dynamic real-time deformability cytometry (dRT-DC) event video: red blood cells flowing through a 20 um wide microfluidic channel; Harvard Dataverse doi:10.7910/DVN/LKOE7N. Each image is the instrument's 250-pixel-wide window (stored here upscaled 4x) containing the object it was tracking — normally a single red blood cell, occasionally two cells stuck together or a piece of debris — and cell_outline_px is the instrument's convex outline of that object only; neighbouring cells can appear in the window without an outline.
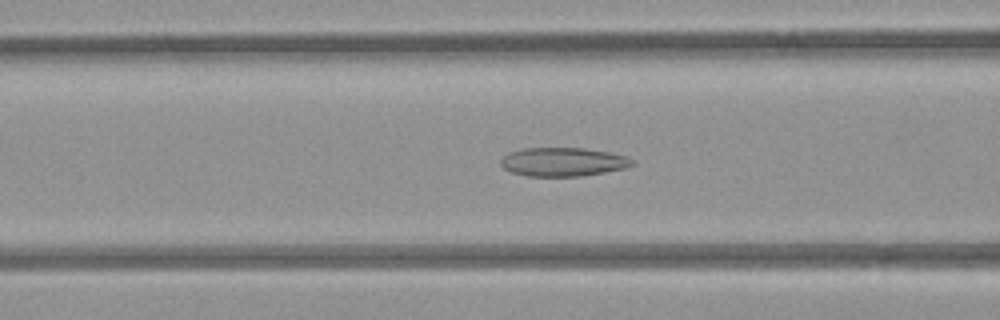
{"species": "common noctule bat (a hibernating species)", "species_latin": "Nyctalus noctula", "temperature_condition": "room temperature", "stored_images_in_passage": 50, "camera_frame_rate_fps": 3000, "um_per_image_px": 0.085, "animal": {"sex": "female", "body_mass_g": 21.9}, "frame": {"image": 1, "passage_image": 19, "time_ms": 6.0, "image_size_px": [1000, 320], "cell_outline_px": [[636, 164], [624, 168], [604, 172], [580, 176], [528, 176], [512, 172], [504, 168], [500, 164], [500, 160], [508, 152], [524, 148], [584, 148], [608, 152], [628, 156]], "centroid_in_image_um": [47.85, 13.75], "position_along_channel_um": 118.7, "area_um2": 21.96}}
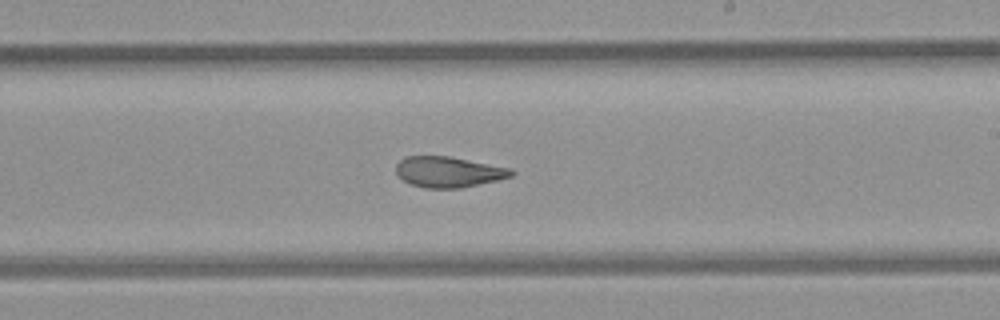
{"frame": {"image": 2, "passage_image": 29, "time_ms": 9.333, "image_size_px": [1000, 320], "cell_outline_px": [[516, 172], [512, 176], [500, 180], [460, 188], [424, 188], [412, 184], [404, 180], [396, 172], [396, 164], [400, 160], [408, 156], [448, 156], [512, 168]], "centroid_in_image_um": [38.17, 14.61], "position_along_channel_um": 250.8, "area_um2": 20.63}}
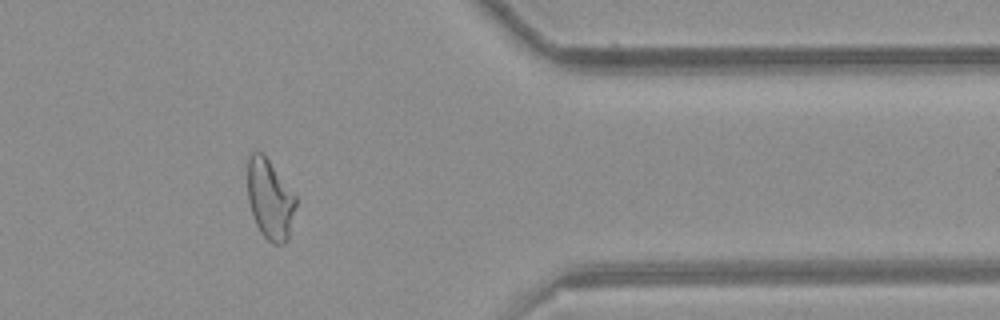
{"frame": {"image": 3, "passage_image": 41, "time_ms": 13.333, "image_size_px": [1000, 320], "cell_outline_px": [[296, 204], [288, 240], [284, 244], [272, 244], [260, 232], [256, 224], [248, 200], [248, 156], [256, 148], [268, 160], [296, 196]], "centroid_in_image_um": [22.94, 16.95], "position_along_channel_um": 388.5, "area_um2": 22.31}, "authors_computed_cell_mechanics": {"area_um2": 23.2645, "velocity_mm_per_s": 3.964, "shape_relaxation_time_tau1_ms": null, "shape_relaxation_time_tau2_ms": 2.3043, "deformation_change_tau1": null, "deformation_change_tau2": 0.0993}}